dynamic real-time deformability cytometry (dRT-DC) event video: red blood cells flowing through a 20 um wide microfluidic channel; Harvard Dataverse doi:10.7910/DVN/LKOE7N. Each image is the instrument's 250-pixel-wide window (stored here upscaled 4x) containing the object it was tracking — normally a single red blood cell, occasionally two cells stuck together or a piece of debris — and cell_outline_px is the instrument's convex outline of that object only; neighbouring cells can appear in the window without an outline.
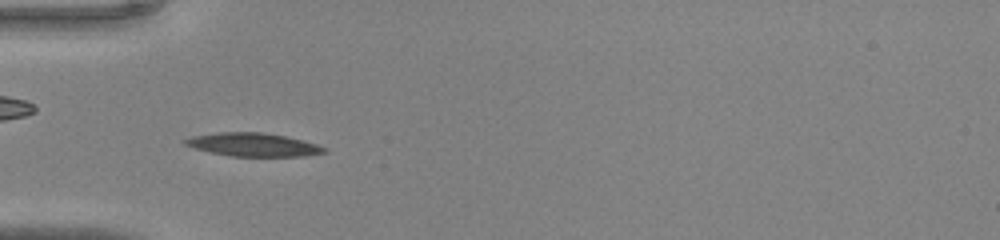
{"species": "common noctule bat (a hibernating species)", "species_latin": "Nyctalus noctula", "temperature_condition": "warm", "stored_images_in_passage": 35, "camera_frame_rate_fps": 3000, "um_per_image_px": 0.085, "animal": {"sex": "male", "body_mass_g": 20.0, "forearm_length_mm": 53.3}, "frame": {"image": 1, "passage_image": 4, "time_ms": 1.0, "image_size_px": [1000, 240], "cell_outline_px": [[328, 152], [304, 156], [232, 156], [212, 152], [196, 148], [184, 144], [180, 140], [192, 136], [216, 132], [260, 132], [284, 136], [304, 140], [328, 148]], "centroid_in_image_um": [21.53, 12.29], "position_along_channel_um": 63.5, "area_um2": 18.9}}
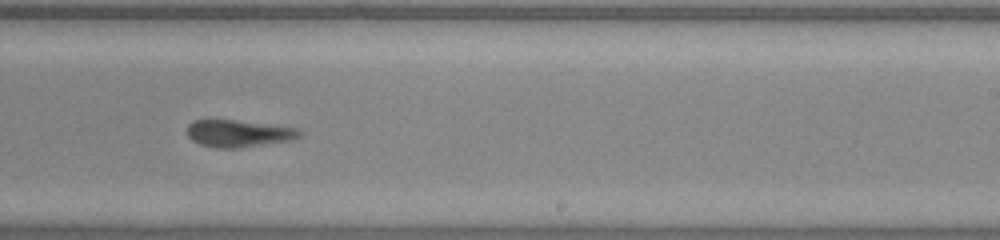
{"frame": {"image": 2, "passage_image": 18, "time_ms": 5.667, "image_size_px": [1000, 240], "cell_outline_px": [[304, 136], [292, 140], [240, 148], [216, 148], [200, 144], [192, 140], [188, 136], [188, 124], [192, 120], [236, 120], [300, 128], [304, 132]], "centroid_in_image_um": [20.35, 11.34], "position_along_channel_um": 268.6, "area_um2": 18.03}}
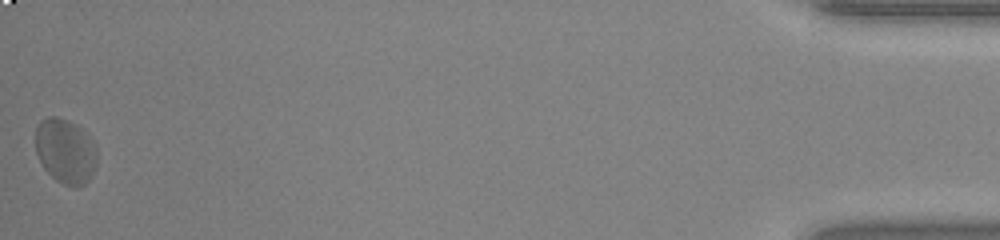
{"frame": {"image": 3, "passage_image": 35, "time_ms": 11.333, "image_size_px": [1000, 240], "cell_outline_px": [[96, 168], [88, 180], [84, 184], [76, 188], [72, 188], [56, 180], [44, 168], [36, 152], [36, 124], [40, 120], [48, 116], [56, 116], [76, 124], [88, 136], [96, 148]], "centroid_in_image_um": [5.55, 12.85], "position_along_channel_um": 429.6, "area_um2": 23.24}}